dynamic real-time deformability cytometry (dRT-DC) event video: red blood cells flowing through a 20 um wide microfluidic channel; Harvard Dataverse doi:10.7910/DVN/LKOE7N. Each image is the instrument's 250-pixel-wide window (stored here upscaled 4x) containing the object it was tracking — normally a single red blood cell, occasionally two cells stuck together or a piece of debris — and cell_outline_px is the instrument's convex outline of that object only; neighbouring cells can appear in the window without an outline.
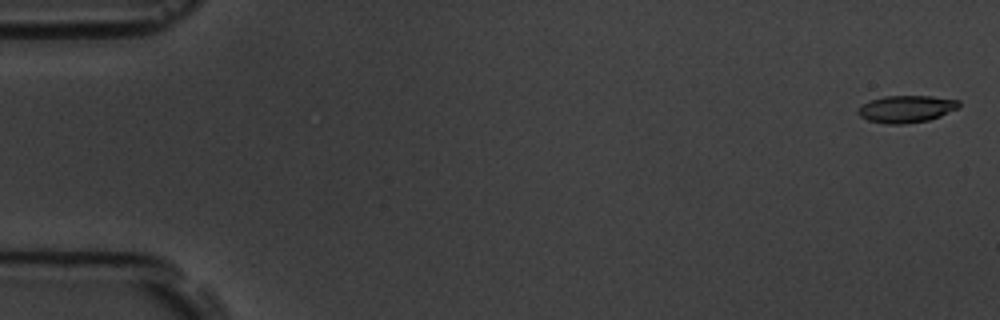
{"species": "common noctule bat (a hibernating species)", "species_latin": "Nyctalus noctula", "temperature_condition": "room temperature", "stored_images_in_passage": 6, "camera_frame_rate_fps": 3000, "um_per_image_px": 0.085, "animal": {"sex": "male", "body_mass_g": 19.5, "forearm_length_mm": 54.6}, "frame": {"image": 1, "passage_image": 1, "time_ms": 0.0, "image_size_px": [1000, 320], "cell_outline_px": [[960, 108], [940, 116], [928, 120], [904, 124], [884, 124], [868, 120], [860, 116], [856, 112], [864, 104], [872, 100], [884, 96], [932, 96], [960, 100]], "centroid_in_image_um": [77.08, 9.26], "position_along_channel_um": 7.9, "area_um2": 15.95}}
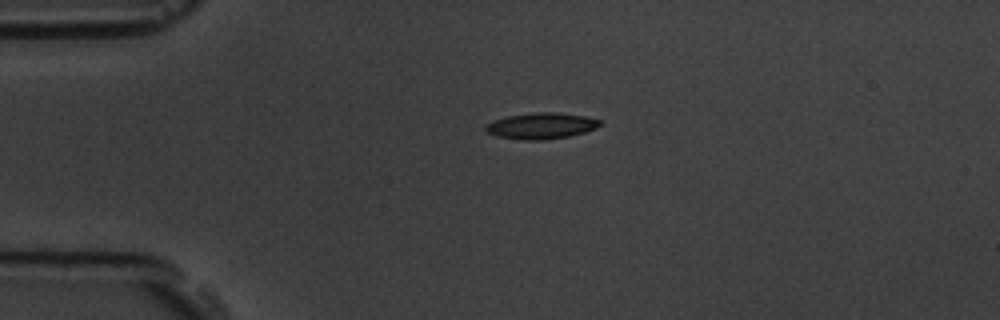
{"frame": {"image": 2, "passage_image": 4, "time_ms": 4.0, "image_size_px": [1000, 320], "cell_outline_px": [[604, 120], [596, 128], [584, 132], [568, 136], [540, 140], [520, 140], [496, 136], [488, 132], [484, 128], [484, 124], [492, 120], [508, 116], [536, 112], [556, 112], [584, 116]], "centroid_in_image_um": [45.97, 10.69], "position_along_channel_um": 39.0, "area_um2": 17.46}}
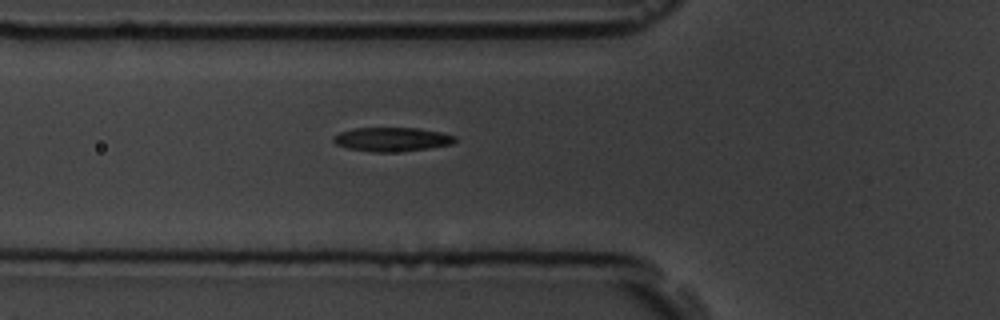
{"frame": {"image": 3, "passage_image": 6, "time_ms": 6.333, "image_size_px": [1000, 320], "cell_outline_px": [[456, 140], [452, 144], [404, 152], [372, 152], [348, 148], [336, 144], [332, 140], [332, 136], [340, 132], [352, 128], [420, 128], [440, 132], [456, 136]], "centroid_in_image_um": [33.3, 11.85], "position_along_channel_um": 92.5, "area_um2": 17.17}}